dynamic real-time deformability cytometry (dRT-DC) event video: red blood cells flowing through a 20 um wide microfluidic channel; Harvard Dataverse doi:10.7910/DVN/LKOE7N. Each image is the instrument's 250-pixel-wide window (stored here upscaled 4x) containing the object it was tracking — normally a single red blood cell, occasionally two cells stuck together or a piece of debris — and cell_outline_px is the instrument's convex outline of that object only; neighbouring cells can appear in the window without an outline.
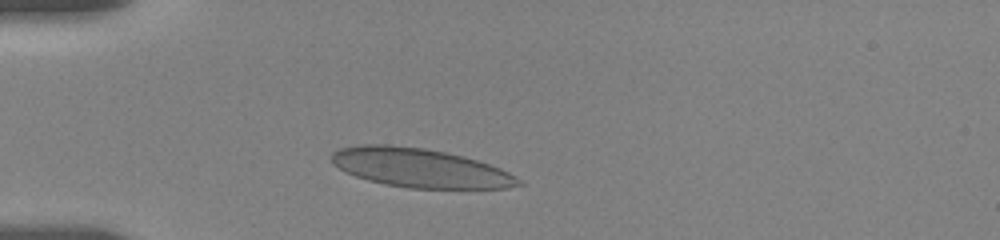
{"species": "human", "species_latin": "Homo sapiens", "temperature_condition": "room temperature", "stored_images_in_passage": 5, "camera_frame_rate_fps": 3000, "um_per_image_px": 0.085, "donor": {"sex": "female"}, "frame": {"image": 1, "passage_image": 3, "time_ms": 2.0, "image_size_px": [1000, 240], "cell_outline_px": [[524, 184], [508, 188], [408, 188], [384, 184], [368, 180], [356, 176], [332, 164], [332, 152], [340, 148], [360, 144], [388, 144], [424, 148], [464, 156], [500, 168], [508, 172], [520, 180]], "centroid_in_image_um": [35.68, 14.27], "position_along_channel_um": 49.3, "area_um2": 42.25}}
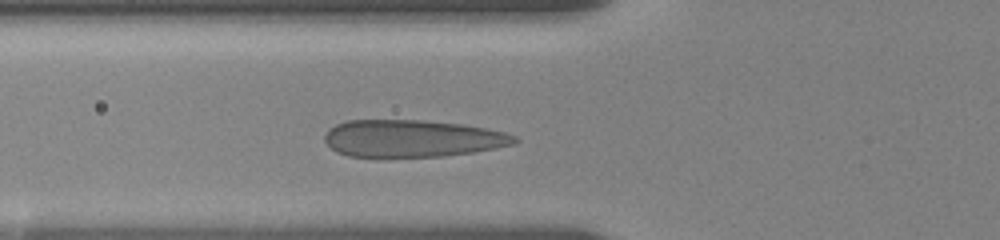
{"frame": {"image": 2, "passage_image": 5, "time_ms": 3.667, "image_size_px": [1000, 240], "cell_outline_px": [[520, 140], [516, 144], [476, 152], [440, 156], [348, 156], [336, 152], [324, 140], [324, 136], [328, 128], [336, 124], [348, 120], [424, 120], [464, 124], [504, 132], [516, 136]], "centroid_in_image_um": [35.06, 11.76], "position_along_channel_um": 90.7, "area_um2": 41.21}}